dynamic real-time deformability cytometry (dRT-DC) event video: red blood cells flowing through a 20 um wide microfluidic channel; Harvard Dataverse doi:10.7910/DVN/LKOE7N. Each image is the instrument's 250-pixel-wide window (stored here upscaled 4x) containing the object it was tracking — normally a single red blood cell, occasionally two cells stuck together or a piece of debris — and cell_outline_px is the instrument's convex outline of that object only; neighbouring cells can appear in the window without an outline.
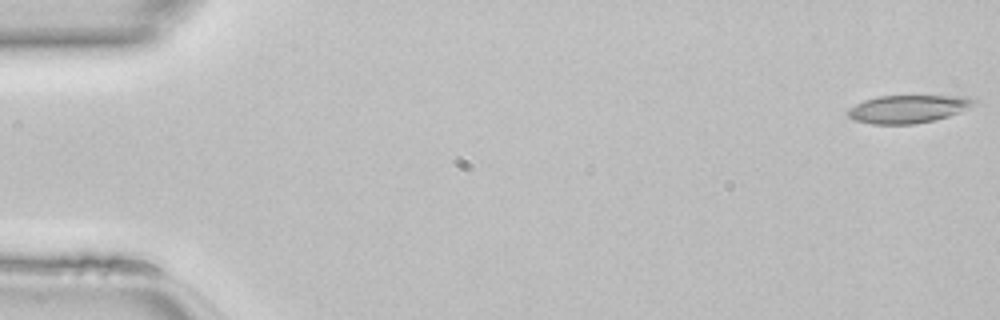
{"species": "common noctule bat (a hibernating species)", "species_latin": "Nyctalus noctula", "temperature_condition": "room temperature", "stored_images_in_passage": 12, "camera_frame_rate_fps": 3000, "um_per_image_px": 0.085, "animal": {"sex": "female", "body_mass_g": 22.7, "forearm_length_mm": 54.2}, "frame": {"image": 1, "passage_image": 1, "time_ms": 0.0, "image_size_px": [1000, 320], "cell_outline_px": [[980, 100], [960, 112], [936, 120], [916, 124], [872, 124], [852, 120], [848, 116], [848, 108], [864, 100], [880, 96], [968, 96]], "centroid_in_image_um": [77.19, 9.26], "position_along_channel_um": 7.8, "area_um2": 20.63}}
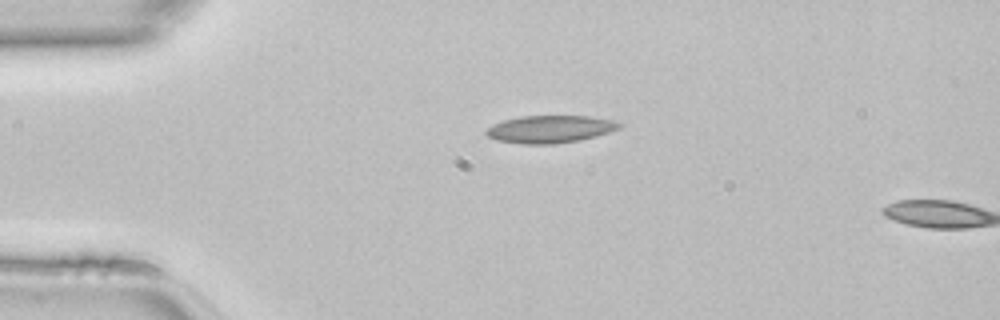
{"frame": {"image": 2, "passage_image": 11, "time_ms": 3.333, "image_size_px": [1000, 320], "cell_outline_px": [[624, 124], [620, 128], [596, 136], [580, 140], [556, 144], [520, 144], [496, 140], [488, 136], [484, 132], [484, 128], [492, 124], [504, 120], [520, 116], [588, 116], [612, 120]], "centroid_in_image_um": [46.71, 10.98], "position_along_channel_um": 38.3, "area_um2": 21.5}}